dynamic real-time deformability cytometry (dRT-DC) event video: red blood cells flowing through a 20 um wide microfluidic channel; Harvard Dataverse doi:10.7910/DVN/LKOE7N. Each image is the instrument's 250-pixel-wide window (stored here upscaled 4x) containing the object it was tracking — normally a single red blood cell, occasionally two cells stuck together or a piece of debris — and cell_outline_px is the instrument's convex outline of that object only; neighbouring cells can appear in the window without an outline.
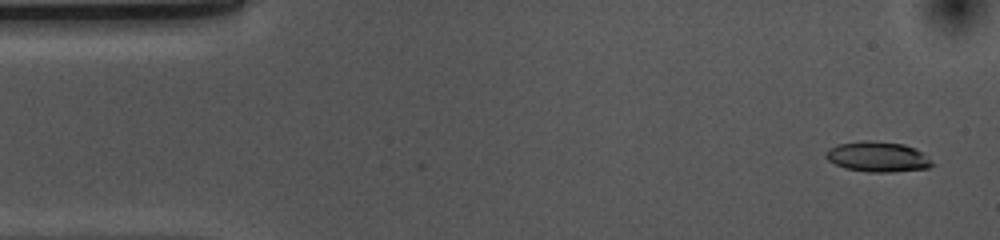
{"species": "common noctule bat (a hibernating species)", "species_latin": "Nyctalus noctula", "temperature_condition": "cold", "stored_images_in_passage": 52, "camera_frame_rate_fps": 3000, "um_per_image_px": 0.085, "animal": {"sex": "female", "body_mass_g": 10.0, "forearm_length_mm": 53.1}, "frame": {"image": 1, "passage_image": 2, "time_ms": 0.333, "image_size_px": [1000, 240], "cell_outline_px": [[936, 164], [928, 168], [892, 172], [868, 172], [844, 168], [828, 160], [824, 156], [824, 152], [828, 148], [836, 144], [860, 140], [868, 140], [904, 144], [916, 148]], "centroid_in_image_um": [74.57, 13.32], "position_along_channel_um": 10.4, "area_um2": 19.02}}
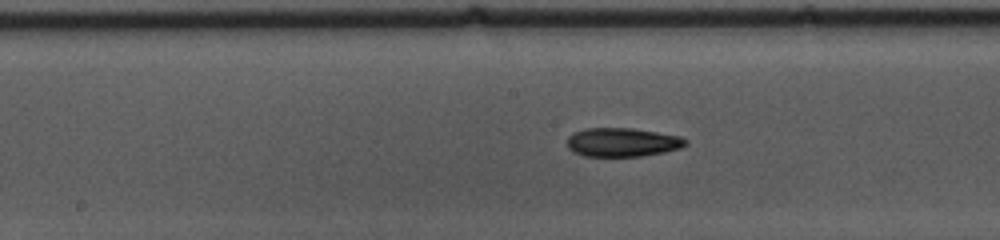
{"frame": {"image": 2, "passage_image": 25, "time_ms": 8.0, "image_size_px": [1000, 240], "cell_outline_px": [[688, 144], [680, 148], [664, 152], [644, 156], [584, 156], [572, 152], [568, 148], [568, 136], [572, 132], [584, 128], [632, 128], [680, 136], [688, 140]], "centroid_in_image_um": [52.89, 12.09], "position_along_channel_um": 195.3, "area_um2": 20.06}}
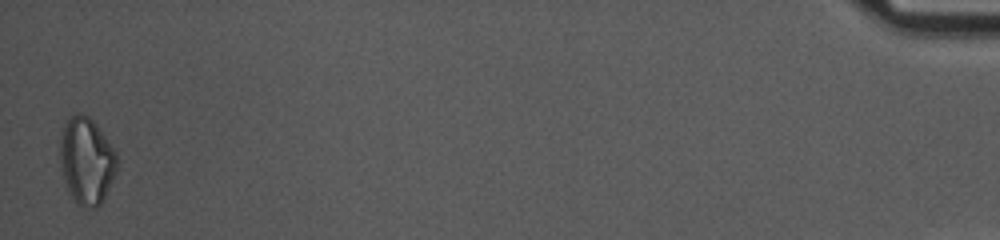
{"frame": {"image": 3, "passage_image": 52, "time_ms": 17.0, "image_size_px": [1000, 240], "cell_outline_px": [[116, 172], [104, 200], [96, 208], [80, 208], [72, 196], [64, 180], [60, 168], [60, 140], [64, 124], [68, 116], [76, 112], [80, 112], [88, 116], [96, 124], [116, 152]], "centroid_in_image_um": [7.34, 13.67], "position_along_channel_um": 427.9, "area_um2": 28.96}, "authors_computed_cell_mechanics": {"area_um2": 20.0277, "velocity_mm_per_s": 3.6962, "shape_relaxation_time_tau1_ms": 4.5007, "shape_relaxation_time_tau2_ms": null, "deformation_change_tau1": 0.1375, "deformation_change_tau2": null}}